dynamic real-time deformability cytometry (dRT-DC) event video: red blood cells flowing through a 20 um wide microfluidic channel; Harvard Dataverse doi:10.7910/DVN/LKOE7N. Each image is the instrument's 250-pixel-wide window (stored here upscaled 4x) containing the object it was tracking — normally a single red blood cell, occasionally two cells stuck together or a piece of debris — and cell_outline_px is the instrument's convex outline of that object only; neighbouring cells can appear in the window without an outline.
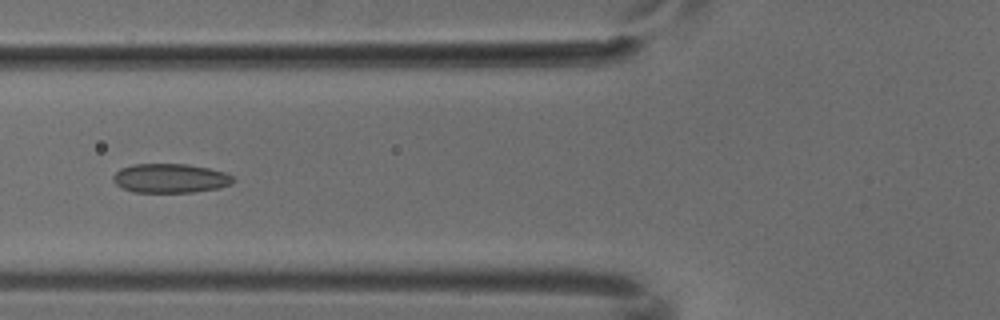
{"species": "common noctule bat (a hibernating species)", "species_latin": "Nyctalus noctula", "temperature_condition": "cold", "stored_images_in_passage": 7, "camera_frame_rate_fps": 3000, "um_per_image_px": 0.085, "animal": {"sex": "male", "body_mass_g": 18.8}, "frame": {"image": 1, "passage_image": 5, "time_ms": 1.333, "image_size_px": [1000, 320], "cell_outline_px": [[236, 180], [232, 184], [216, 188], [192, 192], [132, 192], [116, 184], [112, 180], [112, 176], [120, 168], [132, 164], [188, 164], [208, 168], [224, 172], [232, 176]], "centroid_in_image_um": [14.46, 15.14], "position_along_channel_um": 111.3, "area_um2": 20.4}}
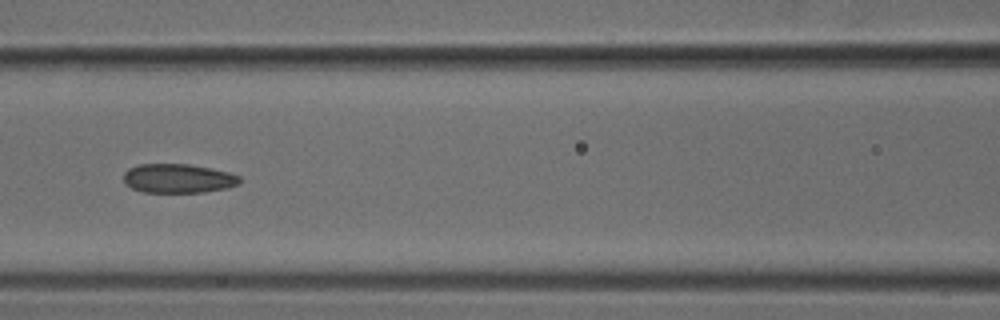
{"frame": {"image": 2, "passage_image": 6, "time_ms": 1.667, "image_size_px": [1000, 320], "cell_outline_px": [[240, 184], [228, 188], [204, 192], [144, 192], [132, 188], [124, 184], [124, 172], [128, 168], [140, 164], [188, 164], [212, 168], [228, 172], [240, 176]], "centroid_in_image_um": [15.15, 15.16], "position_along_channel_um": 151.5, "area_um2": 19.83}}
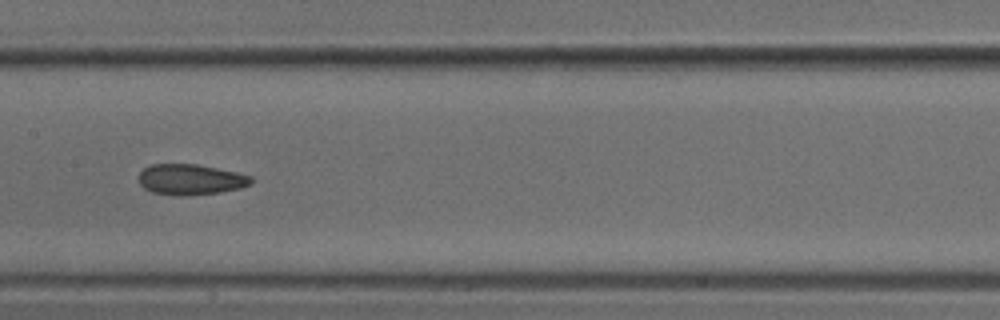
{"frame": {"image": 3, "passage_image": 7, "time_ms": 2.0, "image_size_px": [1000, 320], "cell_outline_px": [[252, 184], [240, 188], [220, 192], [184, 196], [180, 196], [152, 192], [144, 188], [140, 184], [140, 172], [144, 168], [152, 164], [196, 164], [236, 172], [252, 176]], "centroid_in_image_um": [16.21, 15.26], "position_along_channel_um": 191.2, "area_um2": 20.0}}